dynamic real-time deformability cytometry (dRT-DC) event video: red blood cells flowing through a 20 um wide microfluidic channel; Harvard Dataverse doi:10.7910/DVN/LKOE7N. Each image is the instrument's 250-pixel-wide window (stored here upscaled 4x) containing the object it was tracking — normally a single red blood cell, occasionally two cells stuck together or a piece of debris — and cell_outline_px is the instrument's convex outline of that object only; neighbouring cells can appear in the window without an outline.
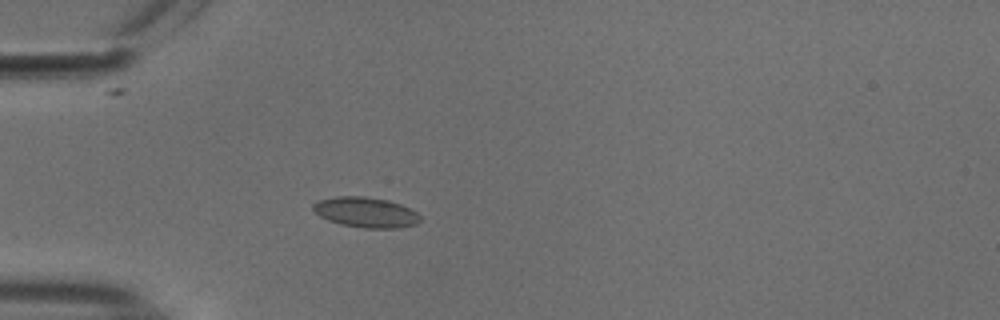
{"species": "common noctule bat (a hibernating species)", "species_latin": "Nyctalus noctula", "temperature_condition": "cold", "stored_images_in_passage": 12, "camera_frame_rate_fps": 3000, "um_per_image_px": 0.085, "animal": {"sex": "male", "body_mass_g": 18.8}, "frame": {"image": 1, "passage_image": 1, "time_ms": 0.0, "image_size_px": [1000, 320], "cell_outline_px": [[420, 220], [416, 224], [396, 228], [364, 228], [340, 224], [328, 220], [320, 216], [312, 208], [312, 204], [320, 200], [336, 196], [364, 196], [388, 200], [400, 204], [416, 212], [420, 216]], "centroid_in_image_um": [31.08, 18.04], "position_along_channel_um": 53.9, "area_um2": 18.79}}
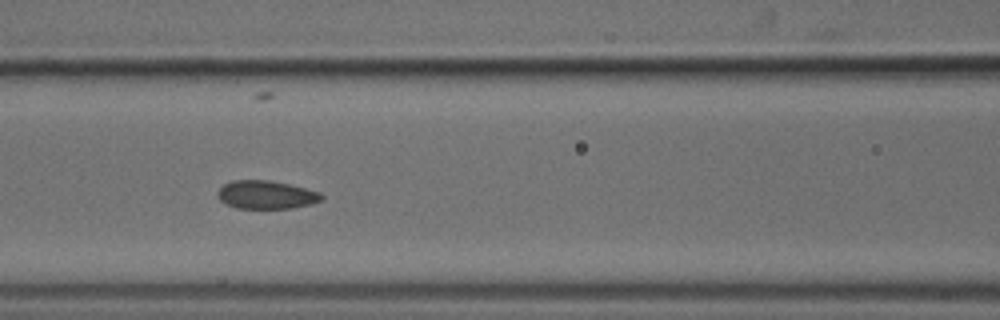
{"frame": {"image": 2, "passage_image": 9, "time_ms": 2.667, "image_size_px": [1000, 320], "cell_outline_px": [[324, 196], [320, 200], [312, 204], [292, 208], [236, 208], [224, 204], [216, 196], [216, 192], [224, 184], [232, 180], [268, 180], [288, 184], [320, 192]], "centroid_in_image_um": [22.58, 16.56], "position_along_channel_um": 144.0, "area_um2": 17.17}}
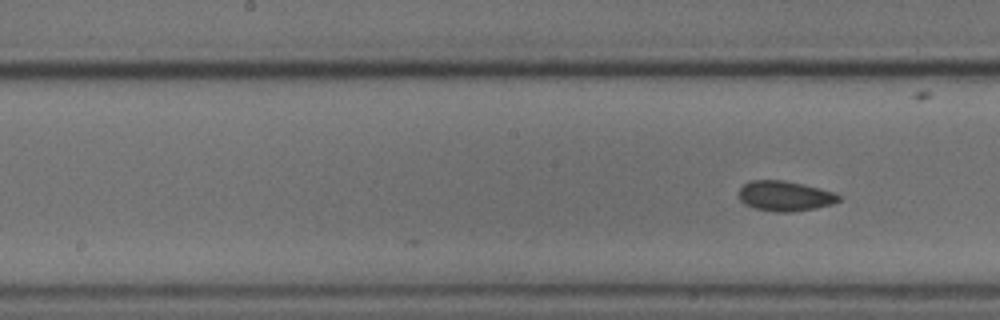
{"frame": {"image": 3, "passage_image": 12, "time_ms": 3.667, "image_size_px": [1000, 320], "cell_outline_px": [[840, 200], [832, 204], [816, 208], [792, 212], [776, 212], [756, 208], [744, 204], [740, 200], [740, 188], [744, 184], [752, 180], [784, 180], [836, 192], [840, 196]], "centroid_in_image_um": [66.74, 16.66], "position_along_channel_um": 181.5, "area_um2": 17.46}}